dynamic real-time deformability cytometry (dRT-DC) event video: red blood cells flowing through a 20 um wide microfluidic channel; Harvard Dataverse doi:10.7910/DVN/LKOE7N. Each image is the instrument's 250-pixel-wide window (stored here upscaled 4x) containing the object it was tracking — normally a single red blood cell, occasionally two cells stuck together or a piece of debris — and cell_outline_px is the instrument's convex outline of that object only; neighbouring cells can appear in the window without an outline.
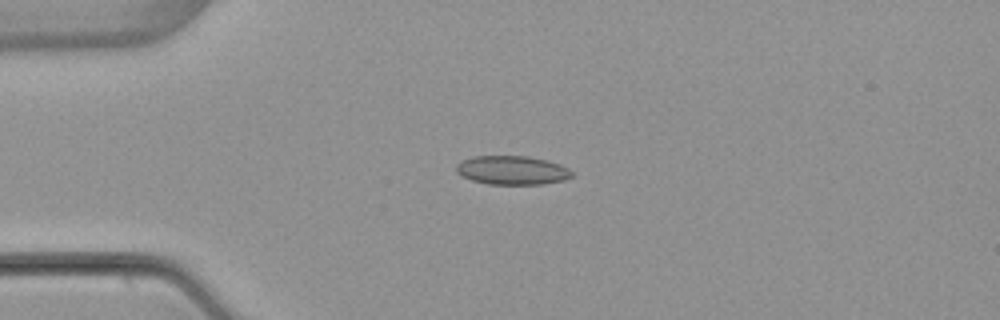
{"species": "common noctule bat (a hibernating species)", "species_latin": "Nyctalus noctula", "temperature_condition": "warm", "stored_images_in_passage": 5, "camera_frame_rate_fps": 3000, "um_per_image_px": 0.085, "animal": {"sex": "female", "body_mass_g": 22.7, "forearm_length_mm": 54.2}, "frame": {"image": 1, "passage_image": 4, "time_ms": 3.667, "image_size_px": [1000, 320], "cell_outline_px": [[572, 176], [564, 180], [544, 184], [488, 184], [472, 180], [456, 172], [456, 164], [460, 160], [472, 156], [528, 156], [548, 160], [560, 164], [568, 168], [572, 172]], "centroid_in_image_um": [43.53, 14.46], "position_along_channel_um": 41.5, "area_um2": 19.54}}